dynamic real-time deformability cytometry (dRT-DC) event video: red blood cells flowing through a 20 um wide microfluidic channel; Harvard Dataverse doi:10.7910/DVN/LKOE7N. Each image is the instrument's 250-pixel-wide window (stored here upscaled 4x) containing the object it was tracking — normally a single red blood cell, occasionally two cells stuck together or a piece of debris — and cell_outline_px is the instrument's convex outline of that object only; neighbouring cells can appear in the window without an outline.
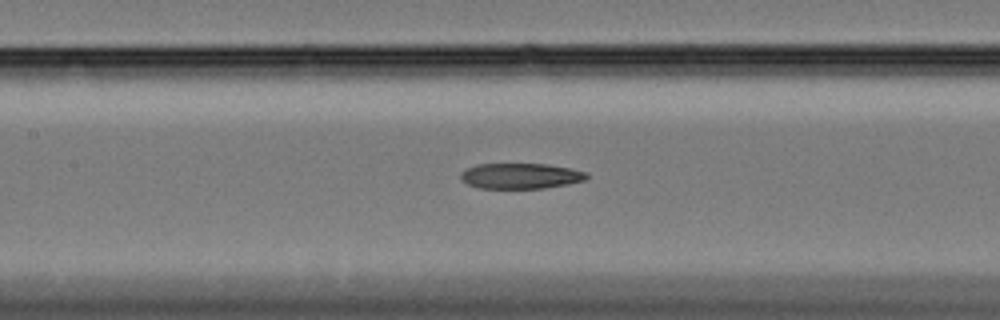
{"species": "Egyptian fruit bat (a non-hibernating species)", "species_latin": "Rousettus aegyptiacus", "temperature_condition": "cold", "stored_images_in_passage": 61, "camera_frame_rate_fps": 3000, "um_per_image_px": 0.085, "animal": {"sex": "female"}, "frame": {"image": 1, "passage_image": 29, "time_ms": 9.333, "image_size_px": [1000, 320], "cell_outline_px": [[588, 176], [584, 180], [568, 184], [544, 188], [480, 188], [468, 184], [460, 176], [460, 172], [476, 164], [544, 164], [568, 168], [584, 172]], "centroid_in_image_um": [44.22, 14.96], "position_along_channel_um": 163.2, "area_um2": 18.44}}
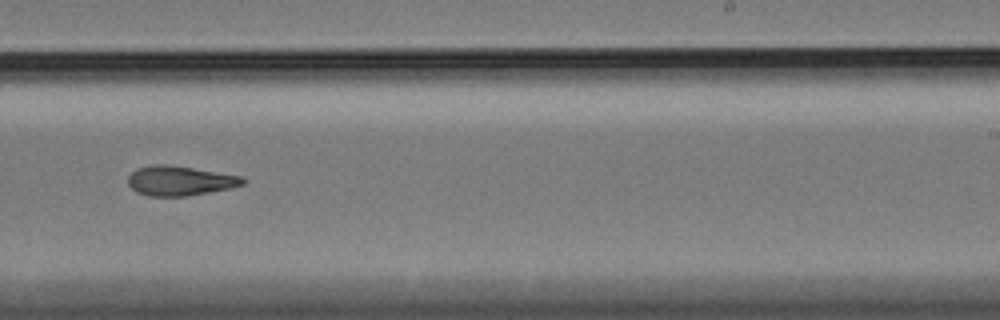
{"frame": {"image": 2, "passage_image": 39, "time_ms": 12.667, "image_size_px": [1000, 320], "cell_outline_px": [[244, 184], [232, 188], [188, 196], [148, 196], [136, 192], [128, 184], [128, 176], [136, 168], [152, 164], [168, 164], [240, 176], [244, 180]], "centroid_in_image_um": [15.24, 15.37], "position_along_channel_um": 273.8, "area_um2": 19.83}}
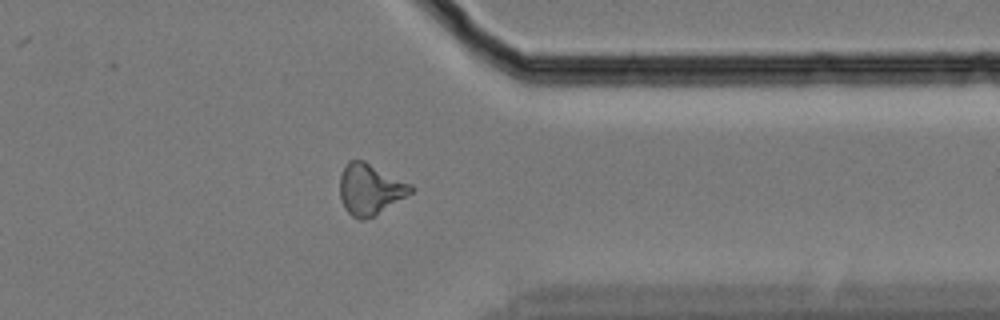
{"frame": {"image": 3, "passage_image": 49, "time_ms": 16.0, "image_size_px": [1000, 320], "cell_outline_px": [[416, 188], [412, 192], [376, 216], [364, 220], [360, 220], [352, 216], [344, 208], [340, 196], [340, 176], [348, 160], [364, 160], [412, 184]], "centroid_in_image_um": [31.47, 16.1], "position_along_channel_um": 379.9, "area_um2": 21.27}, "authors_computed_cell_mechanics": {"area_um2": 19.9988, "velocity_mm_per_s": 3.3245, "shape_relaxation_time_tau1_ms": null, "shape_relaxation_time_tau2_ms": 5.455, "deformation_change_tau1": null, "deformation_change_tau2": 0.1621}}